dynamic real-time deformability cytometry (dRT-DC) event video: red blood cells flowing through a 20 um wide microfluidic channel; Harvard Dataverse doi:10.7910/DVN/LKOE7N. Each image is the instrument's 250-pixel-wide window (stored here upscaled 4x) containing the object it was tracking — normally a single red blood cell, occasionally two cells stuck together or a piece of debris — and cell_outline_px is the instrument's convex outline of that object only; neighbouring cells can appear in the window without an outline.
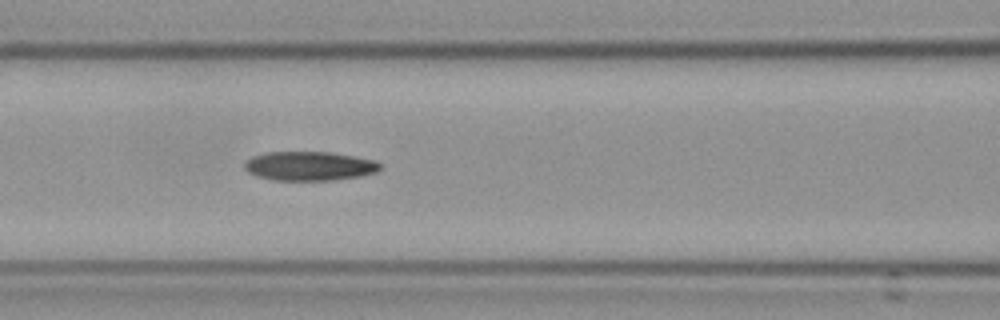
{"species": "Egyptian fruit bat (a non-hibernating species)", "species_latin": "Rousettus aegyptiacus", "temperature_condition": "cold", "stored_images_in_passage": 32, "camera_frame_rate_fps": 3000, "um_per_image_px": 0.085, "frame": {"image": 1, "passage_image": 10, "time_ms": 3.0, "image_size_px": [1000, 320], "cell_outline_px": [[380, 168], [376, 172], [360, 176], [332, 180], [276, 180], [256, 176], [248, 172], [244, 168], [244, 164], [252, 156], [264, 152], [332, 152], [376, 160], [380, 164]], "centroid_in_image_um": [26.29, 14.1], "position_along_channel_um": 140.3, "area_um2": 23.0}, "authors_computed_cell_mechanics": {"area_um2": 23.4957, "velocity_mm_per_s": 3.6737, "shape_relaxation_time_tau1_ms": null, "shape_relaxation_time_tau2_ms": 3.2361, "deformation_change_tau1": null, "deformation_change_tau2": 0.0863}}